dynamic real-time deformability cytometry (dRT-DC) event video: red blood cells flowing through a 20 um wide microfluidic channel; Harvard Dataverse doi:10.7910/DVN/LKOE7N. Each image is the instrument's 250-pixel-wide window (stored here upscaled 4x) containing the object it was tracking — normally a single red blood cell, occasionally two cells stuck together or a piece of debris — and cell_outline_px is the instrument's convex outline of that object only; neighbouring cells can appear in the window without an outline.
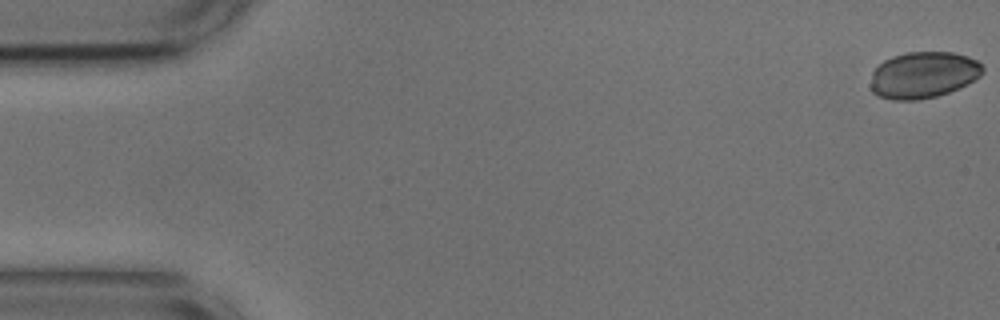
{"species": "common noctule bat (a hibernating species)", "species_latin": "Nyctalus noctula", "temperature_condition": "cold", "stored_images_in_passage": 55, "camera_frame_rate_fps": 3000, "um_per_image_px": 0.085, "animal": {"sex": "male", "body_mass_g": 17.9, "forearm_length_mm": 54.2}, "frame": {"image": 1, "passage_image": 1, "time_ms": 0.0, "image_size_px": [1000, 320], "cell_outline_px": [[984, 72], [980, 76], [968, 84], [960, 88], [936, 96], [920, 100], [892, 100], [880, 96], [872, 92], [872, 72], [884, 60], [892, 56], [908, 52], [952, 52], [968, 56], [976, 60], [984, 68]], "centroid_in_image_um": [78.51, 6.37], "position_along_channel_um": 6.5, "area_um2": 30.35}}
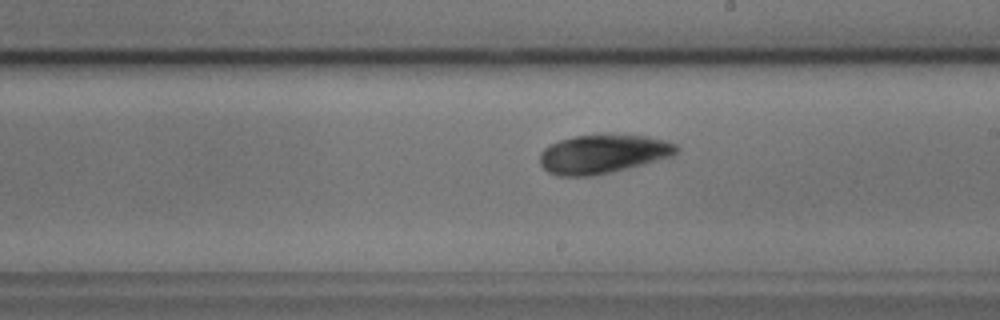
{"frame": {"image": 2, "passage_image": 31, "time_ms": 10.0, "image_size_px": [1000, 320], "cell_outline_px": [[680, 148], [672, 156], [644, 164], [612, 172], [592, 176], [556, 176], [548, 172], [540, 164], [540, 152], [544, 148], [560, 140], [576, 136], [648, 136], [668, 140], [676, 144]], "centroid_in_image_um": [51.26, 13.11], "position_along_channel_um": 237.7, "area_um2": 30.63}}
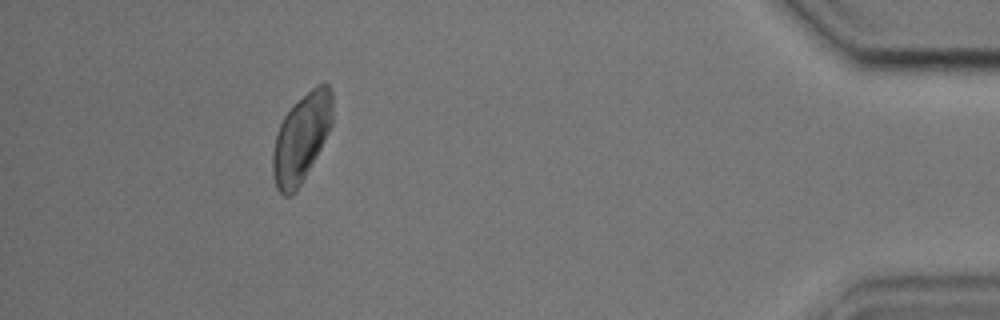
{"frame": {"image": 3, "passage_image": 50, "time_ms": 16.333, "image_size_px": [1000, 320], "cell_outline_px": [[332, 124], [316, 156], [300, 184], [292, 196], [284, 196], [276, 188], [272, 172], [272, 152], [276, 136], [280, 124], [284, 116], [316, 84], [328, 84], [332, 88]], "centroid_in_image_um": [25.61, 11.74], "position_along_channel_um": 409.6, "area_um2": 30.17}}